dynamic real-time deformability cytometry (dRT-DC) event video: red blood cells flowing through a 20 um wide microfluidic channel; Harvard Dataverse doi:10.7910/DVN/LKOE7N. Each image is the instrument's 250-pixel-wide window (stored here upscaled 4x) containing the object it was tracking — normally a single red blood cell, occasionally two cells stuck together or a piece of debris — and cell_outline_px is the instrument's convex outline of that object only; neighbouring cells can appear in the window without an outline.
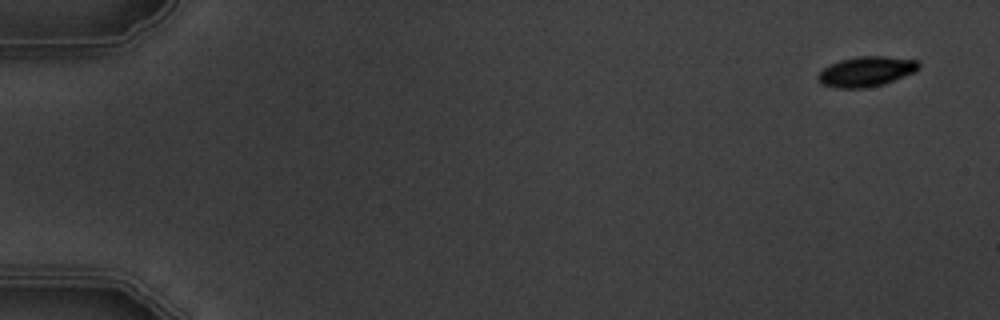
{"species": "common noctule bat (a hibernating species)", "species_latin": "Nyctalus noctula", "temperature_condition": "warm", "stored_images_in_passage": 6, "segment_of_instrument_passage": [1, 2], "camera_frame_rate_fps": 3000, "um_per_image_px": 0.085, "animal": {"sex": "male", "body_mass_g": 19.5, "forearm_length_mm": 54.6}, "frame": {"image": 1, "passage_image": 1, "time_ms": 0.0, "image_size_px": [1000, 320], "cell_outline_px": [[920, 68], [916, 72], [884, 84], [864, 88], [836, 88], [820, 84], [816, 80], [816, 76], [824, 68], [840, 60], [860, 56], [884, 56], [920, 60]], "centroid_in_image_um": [73.65, 6.08], "position_along_channel_um": 11.3, "area_um2": 17.86}}